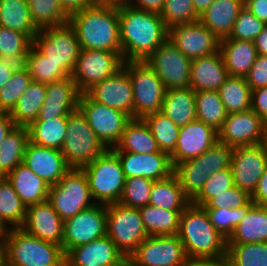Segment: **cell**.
<instances>
[{"label": "cell", "mask_w": 267, "mask_h": 266, "mask_svg": "<svg viewBox=\"0 0 267 266\" xmlns=\"http://www.w3.org/2000/svg\"><path fill=\"white\" fill-rule=\"evenodd\" d=\"M120 42L124 61H145L168 39L160 13L118 4Z\"/></svg>", "instance_id": "6da1fadb"}, {"label": "cell", "mask_w": 267, "mask_h": 266, "mask_svg": "<svg viewBox=\"0 0 267 266\" xmlns=\"http://www.w3.org/2000/svg\"><path fill=\"white\" fill-rule=\"evenodd\" d=\"M81 49L106 50L122 57L118 4L96 1L69 16Z\"/></svg>", "instance_id": "7a4b0ae2"}, {"label": "cell", "mask_w": 267, "mask_h": 266, "mask_svg": "<svg viewBox=\"0 0 267 266\" xmlns=\"http://www.w3.org/2000/svg\"><path fill=\"white\" fill-rule=\"evenodd\" d=\"M177 236L188 257L227 256V239L213 226L203 207L190 203L184 209Z\"/></svg>", "instance_id": "3957f363"}, {"label": "cell", "mask_w": 267, "mask_h": 266, "mask_svg": "<svg viewBox=\"0 0 267 266\" xmlns=\"http://www.w3.org/2000/svg\"><path fill=\"white\" fill-rule=\"evenodd\" d=\"M4 266H66L62 246L44 241L22 228L4 234Z\"/></svg>", "instance_id": "277c9868"}, {"label": "cell", "mask_w": 267, "mask_h": 266, "mask_svg": "<svg viewBox=\"0 0 267 266\" xmlns=\"http://www.w3.org/2000/svg\"><path fill=\"white\" fill-rule=\"evenodd\" d=\"M80 169L87 177L93 201L105 205L119 202L126 178L118 156L111 149Z\"/></svg>", "instance_id": "5b68a950"}, {"label": "cell", "mask_w": 267, "mask_h": 266, "mask_svg": "<svg viewBox=\"0 0 267 266\" xmlns=\"http://www.w3.org/2000/svg\"><path fill=\"white\" fill-rule=\"evenodd\" d=\"M106 150L79 108L68 115L61 152L71 168H82Z\"/></svg>", "instance_id": "8992f818"}, {"label": "cell", "mask_w": 267, "mask_h": 266, "mask_svg": "<svg viewBox=\"0 0 267 266\" xmlns=\"http://www.w3.org/2000/svg\"><path fill=\"white\" fill-rule=\"evenodd\" d=\"M133 87L134 119L161 112L165 87L155 70L145 61H124Z\"/></svg>", "instance_id": "52a82bcc"}, {"label": "cell", "mask_w": 267, "mask_h": 266, "mask_svg": "<svg viewBox=\"0 0 267 266\" xmlns=\"http://www.w3.org/2000/svg\"><path fill=\"white\" fill-rule=\"evenodd\" d=\"M33 46L71 76L81 47L77 34L69 22L39 29L33 38Z\"/></svg>", "instance_id": "ba28073f"}, {"label": "cell", "mask_w": 267, "mask_h": 266, "mask_svg": "<svg viewBox=\"0 0 267 266\" xmlns=\"http://www.w3.org/2000/svg\"><path fill=\"white\" fill-rule=\"evenodd\" d=\"M48 201L63 221L96 203L85 173L77 168H71L57 184L50 186Z\"/></svg>", "instance_id": "9c48e42d"}, {"label": "cell", "mask_w": 267, "mask_h": 266, "mask_svg": "<svg viewBox=\"0 0 267 266\" xmlns=\"http://www.w3.org/2000/svg\"><path fill=\"white\" fill-rule=\"evenodd\" d=\"M107 236L126 258L148 237L138 208L121 203L106 205Z\"/></svg>", "instance_id": "30bf717a"}, {"label": "cell", "mask_w": 267, "mask_h": 266, "mask_svg": "<svg viewBox=\"0 0 267 266\" xmlns=\"http://www.w3.org/2000/svg\"><path fill=\"white\" fill-rule=\"evenodd\" d=\"M78 108L107 149L119 143L126 125L132 119L123 111L94 101L87 93L80 94Z\"/></svg>", "instance_id": "8fae6325"}, {"label": "cell", "mask_w": 267, "mask_h": 266, "mask_svg": "<svg viewBox=\"0 0 267 266\" xmlns=\"http://www.w3.org/2000/svg\"><path fill=\"white\" fill-rule=\"evenodd\" d=\"M123 63V58L116 52L81 49L71 77L79 92L86 93L95 84L115 74Z\"/></svg>", "instance_id": "7c38bea8"}, {"label": "cell", "mask_w": 267, "mask_h": 266, "mask_svg": "<svg viewBox=\"0 0 267 266\" xmlns=\"http://www.w3.org/2000/svg\"><path fill=\"white\" fill-rule=\"evenodd\" d=\"M187 254L177 234L148 236L129 256L135 266H184Z\"/></svg>", "instance_id": "4fadbf2b"}, {"label": "cell", "mask_w": 267, "mask_h": 266, "mask_svg": "<svg viewBox=\"0 0 267 266\" xmlns=\"http://www.w3.org/2000/svg\"><path fill=\"white\" fill-rule=\"evenodd\" d=\"M107 235V210L105 204L95 203L72 218L64 221L62 247L65 254Z\"/></svg>", "instance_id": "5bb4252c"}, {"label": "cell", "mask_w": 267, "mask_h": 266, "mask_svg": "<svg viewBox=\"0 0 267 266\" xmlns=\"http://www.w3.org/2000/svg\"><path fill=\"white\" fill-rule=\"evenodd\" d=\"M145 62L155 70L166 90L189 87L192 60L168 39Z\"/></svg>", "instance_id": "9a60e30c"}, {"label": "cell", "mask_w": 267, "mask_h": 266, "mask_svg": "<svg viewBox=\"0 0 267 266\" xmlns=\"http://www.w3.org/2000/svg\"><path fill=\"white\" fill-rule=\"evenodd\" d=\"M267 124L252 110L228 114L218 130V141L235 147L257 145L266 140Z\"/></svg>", "instance_id": "2e32d148"}, {"label": "cell", "mask_w": 267, "mask_h": 266, "mask_svg": "<svg viewBox=\"0 0 267 266\" xmlns=\"http://www.w3.org/2000/svg\"><path fill=\"white\" fill-rule=\"evenodd\" d=\"M168 40L190 60L218 52L220 46V39L199 20L170 27Z\"/></svg>", "instance_id": "e0dca14e"}, {"label": "cell", "mask_w": 267, "mask_h": 266, "mask_svg": "<svg viewBox=\"0 0 267 266\" xmlns=\"http://www.w3.org/2000/svg\"><path fill=\"white\" fill-rule=\"evenodd\" d=\"M266 167L267 145L265 142L257 145L236 147L230 166L233 184L251 195L256 189Z\"/></svg>", "instance_id": "ac0fdd59"}, {"label": "cell", "mask_w": 267, "mask_h": 266, "mask_svg": "<svg viewBox=\"0 0 267 266\" xmlns=\"http://www.w3.org/2000/svg\"><path fill=\"white\" fill-rule=\"evenodd\" d=\"M86 93L94 101L123 111L134 119L133 87L124 67L102 82L95 84Z\"/></svg>", "instance_id": "d6986e66"}, {"label": "cell", "mask_w": 267, "mask_h": 266, "mask_svg": "<svg viewBox=\"0 0 267 266\" xmlns=\"http://www.w3.org/2000/svg\"><path fill=\"white\" fill-rule=\"evenodd\" d=\"M121 163L125 178L145 177L153 181L163 180L173 174L171 157L165 152L140 154L114 152Z\"/></svg>", "instance_id": "ffe728a7"}, {"label": "cell", "mask_w": 267, "mask_h": 266, "mask_svg": "<svg viewBox=\"0 0 267 266\" xmlns=\"http://www.w3.org/2000/svg\"><path fill=\"white\" fill-rule=\"evenodd\" d=\"M218 141V131L202 121L194 120L181 126L174 152L170 155L173 166L198 157Z\"/></svg>", "instance_id": "44dd1931"}, {"label": "cell", "mask_w": 267, "mask_h": 266, "mask_svg": "<svg viewBox=\"0 0 267 266\" xmlns=\"http://www.w3.org/2000/svg\"><path fill=\"white\" fill-rule=\"evenodd\" d=\"M65 258L66 266H118L127 259L107 235L70 249Z\"/></svg>", "instance_id": "7402d4cb"}, {"label": "cell", "mask_w": 267, "mask_h": 266, "mask_svg": "<svg viewBox=\"0 0 267 266\" xmlns=\"http://www.w3.org/2000/svg\"><path fill=\"white\" fill-rule=\"evenodd\" d=\"M64 221L47 200L26 207V217L21 228L44 241L62 246Z\"/></svg>", "instance_id": "603a6c76"}, {"label": "cell", "mask_w": 267, "mask_h": 266, "mask_svg": "<svg viewBox=\"0 0 267 266\" xmlns=\"http://www.w3.org/2000/svg\"><path fill=\"white\" fill-rule=\"evenodd\" d=\"M23 163L49 186L57 184L71 169L61 150L47 148L32 142L27 145Z\"/></svg>", "instance_id": "cb8c5ba5"}, {"label": "cell", "mask_w": 267, "mask_h": 266, "mask_svg": "<svg viewBox=\"0 0 267 266\" xmlns=\"http://www.w3.org/2000/svg\"><path fill=\"white\" fill-rule=\"evenodd\" d=\"M80 94L71 76L46 84V98L36 121L68 116L78 109Z\"/></svg>", "instance_id": "d4e9b609"}, {"label": "cell", "mask_w": 267, "mask_h": 266, "mask_svg": "<svg viewBox=\"0 0 267 266\" xmlns=\"http://www.w3.org/2000/svg\"><path fill=\"white\" fill-rule=\"evenodd\" d=\"M228 76L220 51L193 59L189 87L196 91L216 90Z\"/></svg>", "instance_id": "484cf974"}, {"label": "cell", "mask_w": 267, "mask_h": 266, "mask_svg": "<svg viewBox=\"0 0 267 266\" xmlns=\"http://www.w3.org/2000/svg\"><path fill=\"white\" fill-rule=\"evenodd\" d=\"M244 0H216L199 16V21L218 39L229 37Z\"/></svg>", "instance_id": "4316f807"}, {"label": "cell", "mask_w": 267, "mask_h": 266, "mask_svg": "<svg viewBox=\"0 0 267 266\" xmlns=\"http://www.w3.org/2000/svg\"><path fill=\"white\" fill-rule=\"evenodd\" d=\"M219 51L228 75L245 77L257 57L253 41L226 37L220 40Z\"/></svg>", "instance_id": "83f0119b"}, {"label": "cell", "mask_w": 267, "mask_h": 266, "mask_svg": "<svg viewBox=\"0 0 267 266\" xmlns=\"http://www.w3.org/2000/svg\"><path fill=\"white\" fill-rule=\"evenodd\" d=\"M6 178L11 182L22 203L28 207L48 200L50 186L35 175L23 162Z\"/></svg>", "instance_id": "f1b7e54d"}, {"label": "cell", "mask_w": 267, "mask_h": 266, "mask_svg": "<svg viewBox=\"0 0 267 266\" xmlns=\"http://www.w3.org/2000/svg\"><path fill=\"white\" fill-rule=\"evenodd\" d=\"M161 113L181 127L196 120V95L190 87L165 91Z\"/></svg>", "instance_id": "f546056e"}, {"label": "cell", "mask_w": 267, "mask_h": 266, "mask_svg": "<svg viewBox=\"0 0 267 266\" xmlns=\"http://www.w3.org/2000/svg\"><path fill=\"white\" fill-rule=\"evenodd\" d=\"M267 242V207L254 204L235 227L227 244Z\"/></svg>", "instance_id": "4dcf8cb0"}, {"label": "cell", "mask_w": 267, "mask_h": 266, "mask_svg": "<svg viewBox=\"0 0 267 266\" xmlns=\"http://www.w3.org/2000/svg\"><path fill=\"white\" fill-rule=\"evenodd\" d=\"M111 150L140 154L162 152L145 120L133 118L126 125L119 143Z\"/></svg>", "instance_id": "1f68e13d"}, {"label": "cell", "mask_w": 267, "mask_h": 266, "mask_svg": "<svg viewBox=\"0 0 267 266\" xmlns=\"http://www.w3.org/2000/svg\"><path fill=\"white\" fill-rule=\"evenodd\" d=\"M30 142L28 127L14 126L0 144V177H6L20 163Z\"/></svg>", "instance_id": "d6a6232c"}, {"label": "cell", "mask_w": 267, "mask_h": 266, "mask_svg": "<svg viewBox=\"0 0 267 266\" xmlns=\"http://www.w3.org/2000/svg\"><path fill=\"white\" fill-rule=\"evenodd\" d=\"M190 203L191 200L182 190L174 174L153 182L149 205L169 210H184Z\"/></svg>", "instance_id": "836d02e7"}, {"label": "cell", "mask_w": 267, "mask_h": 266, "mask_svg": "<svg viewBox=\"0 0 267 266\" xmlns=\"http://www.w3.org/2000/svg\"><path fill=\"white\" fill-rule=\"evenodd\" d=\"M183 211L164 209L149 204L139 208L148 236L177 234L180 215Z\"/></svg>", "instance_id": "e575fe53"}, {"label": "cell", "mask_w": 267, "mask_h": 266, "mask_svg": "<svg viewBox=\"0 0 267 266\" xmlns=\"http://www.w3.org/2000/svg\"><path fill=\"white\" fill-rule=\"evenodd\" d=\"M45 98L46 84L32 81L10 113L15 126L28 127L36 121Z\"/></svg>", "instance_id": "d590c367"}, {"label": "cell", "mask_w": 267, "mask_h": 266, "mask_svg": "<svg viewBox=\"0 0 267 266\" xmlns=\"http://www.w3.org/2000/svg\"><path fill=\"white\" fill-rule=\"evenodd\" d=\"M0 26L26 33L32 40L39 31L31 19L27 0H0Z\"/></svg>", "instance_id": "8d00e7d4"}, {"label": "cell", "mask_w": 267, "mask_h": 266, "mask_svg": "<svg viewBox=\"0 0 267 266\" xmlns=\"http://www.w3.org/2000/svg\"><path fill=\"white\" fill-rule=\"evenodd\" d=\"M68 116L46 118V121H34L28 126L30 142L61 150L66 137Z\"/></svg>", "instance_id": "74e56055"}, {"label": "cell", "mask_w": 267, "mask_h": 266, "mask_svg": "<svg viewBox=\"0 0 267 266\" xmlns=\"http://www.w3.org/2000/svg\"><path fill=\"white\" fill-rule=\"evenodd\" d=\"M218 93L228 114L251 109L252 90L245 77L228 75Z\"/></svg>", "instance_id": "f35d334b"}, {"label": "cell", "mask_w": 267, "mask_h": 266, "mask_svg": "<svg viewBox=\"0 0 267 266\" xmlns=\"http://www.w3.org/2000/svg\"><path fill=\"white\" fill-rule=\"evenodd\" d=\"M26 217V206L6 177H0V222L7 228H21ZM11 225V226H9Z\"/></svg>", "instance_id": "ab89813d"}, {"label": "cell", "mask_w": 267, "mask_h": 266, "mask_svg": "<svg viewBox=\"0 0 267 266\" xmlns=\"http://www.w3.org/2000/svg\"><path fill=\"white\" fill-rule=\"evenodd\" d=\"M196 119L218 131L228 113L216 90L196 91Z\"/></svg>", "instance_id": "60d3db41"}, {"label": "cell", "mask_w": 267, "mask_h": 266, "mask_svg": "<svg viewBox=\"0 0 267 266\" xmlns=\"http://www.w3.org/2000/svg\"><path fill=\"white\" fill-rule=\"evenodd\" d=\"M23 65L27 68L32 81L36 83L49 84L70 76L61 66L48 60L33 45Z\"/></svg>", "instance_id": "b9f144b4"}, {"label": "cell", "mask_w": 267, "mask_h": 266, "mask_svg": "<svg viewBox=\"0 0 267 266\" xmlns=\"http://www.w3.org/2000/svg\"><path fill=\"white\" fill-rule=\"evenodd\" d=\"M201 163L200 159L195 157L174 165L173 174L191 201L199 194L209 178L201 169Z\"/></svg>", "instance_id": "7bdbcfd3"}, {"label": "cell", "mask_w": 267, "mask_h": 266, "mask_svg": "<svg viewBox=\"0 0 267 266\" xmlns=\"http://www.w3.org/2000/svg\"><path fill=\"white\" fill-rule=\"evenodd\" d=\"M27 4L31 19L38 29L69 22V15L61 7L59 0H27Z\"/></svg>", "instance_id": "ee69618b"}, {"label": "cell", "mask_w": 267, "mask_h": 266, "mask_svg": "<svg viewBox=\"0 0 267 266\" xmlns=\"http://www.w3.org/2000/svg\"><path fill=\"white\" fill-rule=\"evenodd\" d=\"M144 120L148 124L159 149L171 155L177 145L180 127L161 112L148 115Z\"/></svg>", "instance_id": "f6af8a7d"}, {"label": "cell", "mask_w": 267, "mask_h": 266, "mask_svg": "<svg viewBox=\"0 0 267 266\" xmlns=\"http://www.w3.org/2000/svg\"><path fill=\"white\" fill-rule=\"evenodd\" d=\"M230 266H267V242L227 244Z\"/></svg>", "instance_id": "bcb514c9"}, {"label": "cell", "mask_w": 267, "mask_h": 266, "mask_svg": "<svg viewBox=\"0 0 267 266\" xmlns=\"http://www.w3.org/2000/svg\"><path fill=\"white\" fill-rule=\"evenodd\" d=\"M32 45L33 40L26 33L0 26V57L22 65Z\"/></svg>", "instance_id": "7dc6e473"}, {"label": "cell", "mask_w": 267, "mask_h": 266, "mask_svg": "<svg viewBox=\"0 0 267 266\" xmlns=\"http://www.w3.org/2000/svg\"><path fill=\"white\" fill-rule=\"evenodd\" d=\"M31 82L27 68L23 64L19 65L8 83L0 89V112L11 113Z\"/></svg>", "instance_id": "c3c4849f"}, {"label": "cell", "mask_w": 267, "mask_h": 266, "mask_svg": "<svg viewBox=\"0 0 267 266\" xmlns=\"http://www.w3.org/2000/svg\"><path fill=\"white\" fill-rule=\"evenodd\" d=\"M255 203L251 200L247 205L240 208H204L213 226L228 239L235 227L243 220L248 210Z\"/></svg>", "instance_id": "681fc988"}, {"label": "cell", "mask_w": 267, "mask_h": 266, "mask_svg": "<svg viewBox=\"0 0 267 266\" xmlns=\"http://www.w3.org/2000/svg\"><path fill=\"white\" fill-rule=\"evenodd\" d=\"M236 147L223 144L217 141L212 147L198 156L201 163V169L207 176L229 168L233 160Z\"/></svg>", "instance_id": "f907efd6"}, {"label": "cell", "mask_w": 267, "mask_h": 266, "mask_svg": "<svg viewBox=\"0 0 267 266\" xmlns=\"http://www.w3.org/2000/svg\"><path fill=\"white\" fill-rule=\"evenodd\" d=\"M153 182V180L145 177L126 179L119 203L138 209L148 205Z\"/></svg>", "instance_id": "816d5d0a"}, {"label": "cell", "mask_w": 267, "mask_h": 266, "mask_svg": "<svg viewBox=\"0 0 267 266\" xmlns=\"http://www.w3.org/2000/svg\"><path fill=\"white\" fill-rule=\"evenodd\" d=\"M160 16L168 29L174 25L199 20L193 0H165Z\"/></svg>", "instance_id": "f5cc1de1"}, {"label": "cell", "mask_w": 267, "mask_h": 266, "mask_svg": "<svg viewBox=\"0 0 267 266\" xmlns=\"http://www.w3.org/2000/svg\"><path fill=\"white\" fill-rule=\"evenodd\" d=\"M231 168L210 175L199 194L191 201L193 205L203 207L211 198L222 195L233 187Z\"/></svg>", "instance_id": "db71d44e"}, {"label": "cell", "mask_w": 267, "mask_h": 266, "mask_svg": "<svg viewBox=\"0 0 267 266\" xmlns=\"http://www.w3.org/2000/svg\"><path fill=\"white\" fill-rule=\"evenodd\" d=\"M265 25L266 24L264 22L260 21L244 5V7L239 11L229 38L254 41V39L261 33Z\"/></svg>", "instance_id": "11a10c76"}, {"label": "cell", "mask_w": 267, "mask_h": 266, "mask_svg": "<svg viewBox=\"0 0 267 266\" xmlns=\"http://www.w3.org/2000/svg\"><path fill=\"white\" fill-rule=\"evenodd\" d=\"M251 201V195L237 186H233L222 195L211 198L203 208H240Z\"/></svg>", "instance_id": "9f6ffc18"}, {"label": "cell", "mask_w": 267, "mask_h": 266, "mask_svg": "<svg viewBox=\"0 0 267 266\" xmlns=\"http://www.w3.org/2000/svg\"><path fill=\"white\" fill-rule=\"evenodd\" d=\"M245 79L251 90L267 86V55H257Z\"/></svg>", "instance_id": "6f0895ef"}, {"label": "cell", "mask_w": 267, "mask_h": 266, "mask_svg": "<svg viewBox=\"0 0 267 266\" xmlns=\"http://www.w3.org/2000/svg\"><path fill=\"white\" fill-rule=\"evenodd\" d=\"M251 109L267 124V86L252 90Z\"/></svg>", "instance_id": "680465c9"}, {"label": "cell", "mask_w": 267, "mask_h": 266, "mask_svg": "<svg viewBox=\"0 0 267 266\" xmlns=\"http://www.w3.org/2000/svg\"><path fill=\"white\" fill-rule=\"evenodd\" d=\"M184 266H230L226 257H188Z\"/></svg>", "instance_id": "91938a15"}, {"label": "cell", "mask_w": 267, "mask_h": 266, "mask_svg": "<svg viewBox=\"0 0 267 266\" xmlns=\"http://www.w3.org/2000/svg\"><path fill=\"white\" fill-rule=\"evenodd\" d=\"M251 200L256 205L267 207V167L260 177L256 189L251 194Z\"/></svg>", "instance_id": "94428289"}, {"label": "cell", "mask_w": 267, "mask_h": 266, "mask_svg": "<svg viewBox=\"0 0 267 266\" xmlns=\"http://www.w3.org/2000/svg\"><path fill=\"white\" fill-rule=\"evenodd\" d=\"M165 0H128L126 4L136 9L161 13Z\"/></svg>", "instance_id": "6125c7cd"}, {"label": "cell", "mask_w": 267, "mask_h": 266, "mask_svg": "<svg viewBox=\"0 0 267 266\" xmlns=\"http://www.w3.org/2000/svg\"><path fill=\"white\" fill-rule=\"evenodd\" d=\"M244 5L260 21L267 24V0H244Z\"/></svg>", "instance_id": "be15d7a7"}, {"label": "cell", "mask_w": 267, "mask_h": 266, "mask_svg": "<svg viewBox=\"0 0 267 266\" xmlns=\"http://www.w3.org/2000/svg\"><path fill=\"white\" fill-rule=\"evenodd\" d=\"M20 64L9 59L0 57V89L8 83L13 72Z\"/></svg>", "instance_id": "e7e4bbea"}, {"label": "cell", "mask_w": 267, "mask_h": 266, "mask_svg": "<svg viewBox=\"0 0 267 266\" xmlns=\"http://www.w3.org/2000/svg\"><path fill=\"white\" fill-rule=\"evenodd\" d=\"M96 1L97 0H59L61 7L69 16L76 11L85 9Z\"/></svg>", "instance_id": "03108f58"}, {"label": "cell", "mask_w": 267, "mask_h": 266, "mask_svg": "<svg viewBox=\"0 0 267 266\" xmlns=\"http://www.w3.org/2000/svg\"><path fill=\"white\" fill-rule=\"evenodd\" d=\"M15 124L10 116V113L0 112V144L5 139L6 135L14 128Z\"/></svg>", "instance_id": "003e7915"}, {"label": "cell", "mask_w": 267, "mask_h": 266, "mask_svg": "<svg viewBox=\"0 0 267 266\" xmlns=\"http://www.w3.org/2000/svg\"><path fill=\"white\" fill-rule=\"evenodd\" d=\"M253 42L258 55H267V24Z\"/></svg>", "instance_id": "a7ac6f4b"}, {"label": "cell", "mask_w": 267, "mask_h": 266, "mask_svg": "<svg viewBox=\"0 0 267 266\" xmlns=\"http://www.w3.org/2000/svg\"><path fill=\"white\" fill-rule=\"evenodd\" d=\"M216 0H193V5L195 12L198 16L202 13Z\"/></svg>", "instance_id": "89a4df30"}, {"label": "cell", "mask_w": 267, "mask_h": 266, "mask_svg": "<svg viewBox=\"0 0 267 266\" xmlns=\"http://www.w3.org/2000/svg\"><path fill=\"white\" fill-rule=\"evenodd\" d=\"M4 234L0 233V266H4Z\"/></svg>", "instance_id": "2644e50d"}, {"label": "cell", "mask_w": 267, "mask_h": 266, "mask_svg": "<svg viewBox=\"0 0 267 266\" xmlns=\"http://www.w3.org/2000/svg\"><path fill=\"white\" fill-rule=\"evenodd\" d=\"M98 2L103 3H112V4H121V3H127L128 0H97Z\"/></svg>", "instance_id": "8c879c8a"}, {"label": "cell", "mask_w": 267, "mask_h": 266, "mask_svg": "<svg viewBox=\"0 0 267 266\" xmlns=\"http://www.w3.org/2000/svg\"><path fill=\"white\" fill-rule=\"evenodd\" d=\"M118 266H131V261L127 258L125 261H123L120 265Z\"/></svg>", "instance_id": "753ad0ef"}, {"label": "cell", "mask_w": 267, "mask_h": 266, "mask_svg": "<svg viewBox=\"0 0 267 266\" xmlns=\"http://www.w3.org/2000/svg\"><path fill=\"white\" fill-rule=\"evenodd\" d=\"M8 229L0 222V233H6Z\"/></svg>", "instance_id": "34e18365"}, {"label": "cell", "mask_w": 267, "mask_h": 266, "mask_svg": "<svg viewBox=\"0 0 267 266\" xmlns=\"http://www.w3.org/2000/svg\"><path fill=\"white\" fill-rule=\"evenodd\" d=\"M265 144L267 145V129H266V140H265Z\"/></svg>", "instance_id": "11e5206c"}]
</instances>
